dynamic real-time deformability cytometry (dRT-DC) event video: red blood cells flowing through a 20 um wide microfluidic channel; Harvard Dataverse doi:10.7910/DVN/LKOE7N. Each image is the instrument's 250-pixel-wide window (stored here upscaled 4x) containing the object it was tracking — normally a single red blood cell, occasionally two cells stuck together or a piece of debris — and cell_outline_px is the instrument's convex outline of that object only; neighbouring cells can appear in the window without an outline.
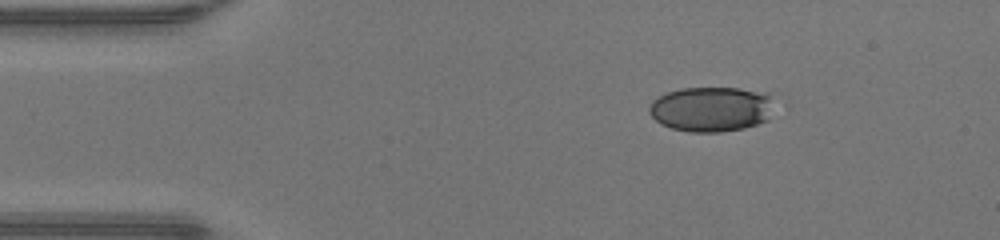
{"species": "human", "species_latin": "Homo sapiens", "temperature_condition": "warm", "stored_images_in_passage": 37, "camera_frame_rate_fps": 3000, "um_per_image_px": 0.085, "donor": {"sex": "male"}, "frame": {"image": 1, "passage_image": 1, "time_ms": 0.0, "image_size_px": [1000, 240], "cell_outline_px": [[768, 120], [744, 128], [720, 132], [688, 132], [672, 128], [660, 124], [648, 112], [648, 108], [652, 100], [668, 92], [680, 88], [736, 88], [768, 92]], "centroid_in_image_um": [60.37, 9.28], "position_along_channel_um": 24.6, "area_um2": 32.43}}
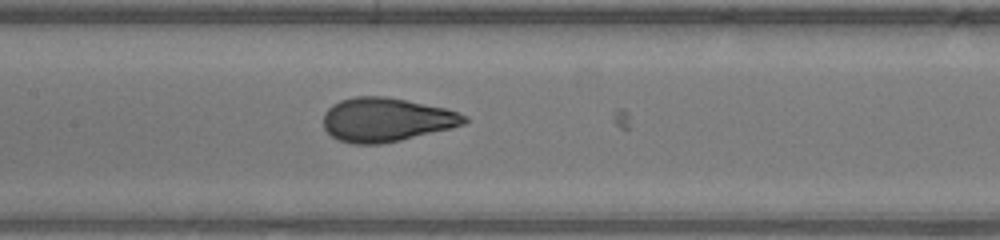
{"frame": {"image": 2, "passage_image": 16, "time_ms": 5.0, "image_size_px": [1000, 240], "cell_outline_px": [[468, 120], [464, 124], [452, 128], [400, 140], [380, 144], [352, 144], [340, 140], [332, 136], [324, 128], [324, 112], [332, 104], [340, 100], [356, 96], [388, 96], [444, 108], [468, 116]], "centroid_in_image_um": [32.82, 10.17], "position_along_channel_um": 174.6, "area_um2": 36.01}}
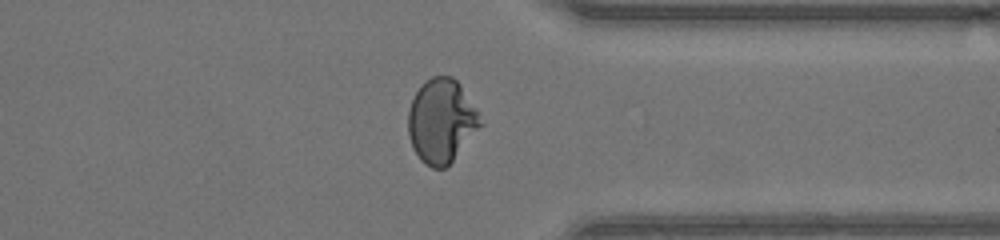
{"frame": {"image": 3, "passage_image": 30, "time_ms": 9.667, "image_size_px": [1000, 240], "cell_outline_px": [[484, 124], [452, 160], [444, 168], [432, 168], [424, 164], [420, 160], [412, 148], [408, 136], [408, 112], [412, 100], [416, 92], [424, 80], [432, 76], [452, 76], [460, 84], [476, 108]], "centroid_in_image_um": [37.51, 10.28], "position_along_channel_um": 373.9, "area_um2": 35.43}, "authors_computed_cell_mechanics": {"area_um2": 35.3158, "velocity_mm_per_s": 4.3777, "shape_relaxation_time_tau1_ms": 6.9165, "shape_relaxation_time_tau2_ms": null, "deformation_change_tau1": 0.3332, "deformation_change_tau2": null}}